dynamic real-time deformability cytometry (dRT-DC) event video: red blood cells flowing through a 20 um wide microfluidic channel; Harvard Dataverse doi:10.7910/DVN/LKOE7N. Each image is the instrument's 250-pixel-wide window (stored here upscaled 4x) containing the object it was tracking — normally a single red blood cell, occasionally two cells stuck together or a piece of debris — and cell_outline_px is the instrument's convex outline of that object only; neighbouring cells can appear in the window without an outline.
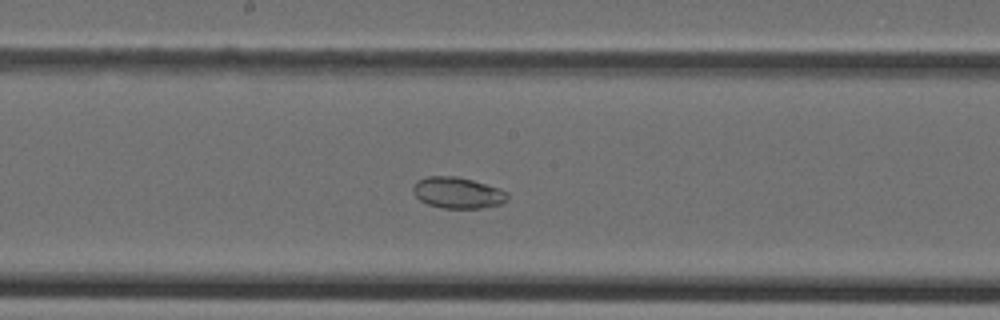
{"species": "Egyptian fruit bat (a non-hibernating species)", "species_latin": "Rousettus aegyptiacus", "temperature_condition": "cold", "stored_images_in_passage": 32, "camera_frame_rate_fps": 3000, "um_per_image_px": 0.085, "animal": {"sex": "female"}, "frame": {"image": 1, "passage_image": 11, "time_ms": 3.333, "image_size_px": [1000, 320], "cell_outline_px": [[508, 200], [500, 204], [480, 208], [444, 208], [428, 204], [420, 200], [412, 192], [412, 188], [416, 180], [428, 176], [456, 176], [472, 180], [500, 188], [508, 192]], "centroid_in_image_um": [38.9, 16.38], "position_along_channel_um": 209.3, "area_um2": 17.22}}
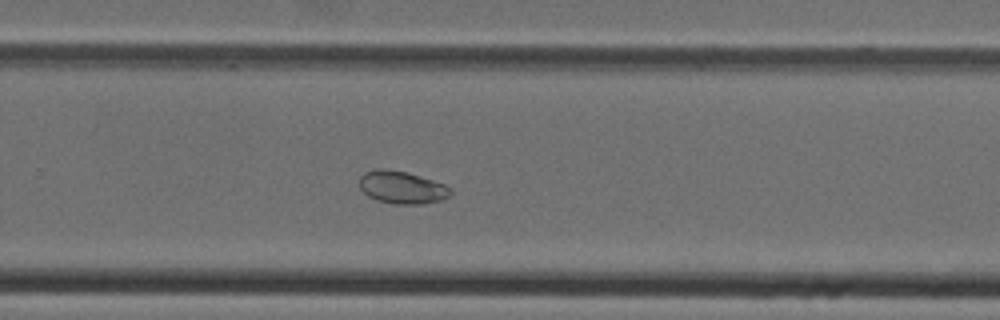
{"frame": {"image": 2, "passage_image": 17, "time_ms": 5.333, "image_size_px": [1000, 320], "cell_outline_px": [[452, 192], [448, 196], [440, 200], [424, 204], [392, 204], [376, 200], [368, 196], [360, 188], [360, 176], [364, 172], [376, 168], [380, 168], [408, 172], [444, 184], [452, 188]], "centroid_in_image_um": [34.15, 15.93], "position_along_channel_um": 295.6, "area_um2": 17.4}}
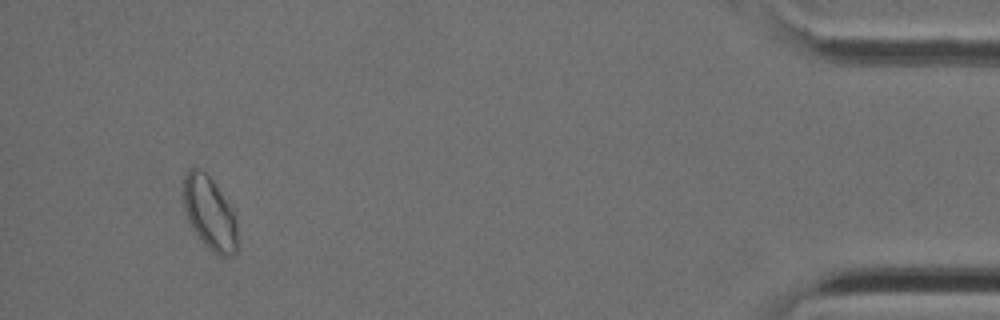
{"frame": {"image": 3, "passage_image": 30, "time_ms": 9.667, "image_size_px": [1000, 320], "cell_outline_px": [[236, 252], [228, 260], [212, 252], [204, 244], [192, 228], [188, 220], [184, 208], [180, 192], [184, 172], [188, 168], [200, 168], [212, 180], [236, 212]], "centroid_in_image_um": [17.78, 18.09], "position_along_channel_um": 417.4, "area_um2": 23.81}}